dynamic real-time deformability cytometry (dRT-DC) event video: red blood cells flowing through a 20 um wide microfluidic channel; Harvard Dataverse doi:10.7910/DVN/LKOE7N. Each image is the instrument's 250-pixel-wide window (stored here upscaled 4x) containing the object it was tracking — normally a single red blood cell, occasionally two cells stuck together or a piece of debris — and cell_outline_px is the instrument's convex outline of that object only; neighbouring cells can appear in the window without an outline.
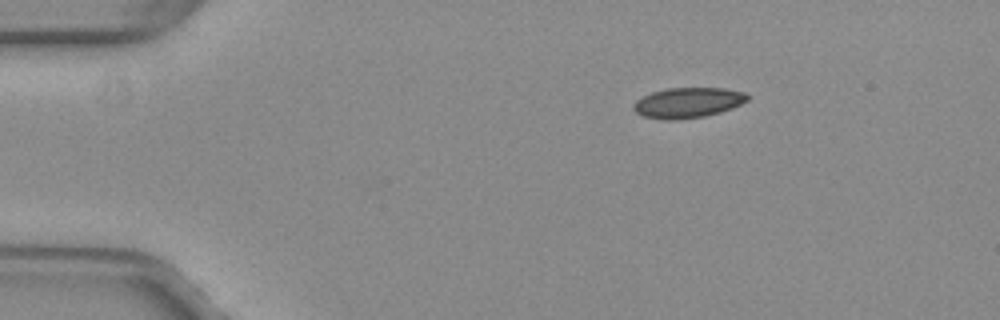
{"species": "common noctule bat (a hibernating species)", "species_latin": "Nyctalus noctula", "temperature_condition": "warm", "stored_images_in_passage": 44, "camera_frame_rate_fps": 3000, "um_per_image_px": 0.085, "animal": {"sex": "female", "body_mass_g": 29.2, "forearm_length_mm": 56.3}, "frame": {"image": 1, "passage_image": 1, "time_ms": 0.0, "image_size_px": [1000, 320], "cell_outline_px": [[748, 100], [732, 108], [720, 112], [704, 116], [672, 120], [668, 120], [644, 116], [636, 112], [632, 108], [632, 104], [636, 100], [652, 92], [668, 88], [724, 88], [744, 92], [748, 96]], "centroid_in_image_um": [58.46, 8.72], "position_along_channel_um": 26.5, "area_um2": 19.94}}
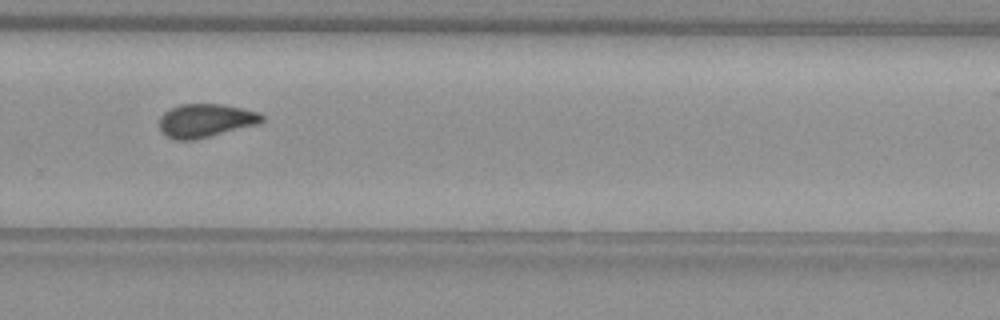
{"frame": {"image": 2, "passage_image": 28, "time_ms": 9.0, "image_size_px": [1000, 320], "cell_outline_px": [[264, 120], [256, 124], [196, 140], [176, 140], [168, 136], [160, 128], [160, 116], [164, 112], [180, 104], [220, 104], [260, 112], [264, 116]], "centroid_in_image_um": [17.48, 10.24], "position_along_channel_um": 312.3, "area_um2": 19.77}}
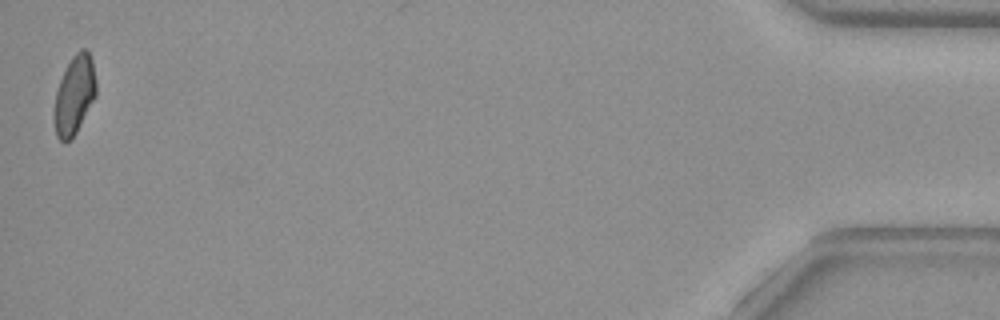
{"frame": {"image": 3, "passage_image": 44, "time_ms": 14.333, "image_size_px": [1000, 320], "cell_outline_px": [[96, 96], [76, 132], [68, 140], [60, 140], [56, 136], [52, 116], [56, 92], [60, 80], [72, 56], [80, 48], [88, 48], [92, 60], [96, 84]], "centroid_in_image_um": [6.31, 8.05], "position_along_channel_um": 428.9, "area_um2": 19.25}, "authors_computed_cell_mechanics": {"area_um2": 20.4612, "velocity_mm_per_s": 3.9901, "shape_relaxation_time_tau1_ms": null, "shape_relaxation_time_tau2_ms": 1.4566, "deformation_change_tau1": null, "deformation_change_tau2": 0.053}}